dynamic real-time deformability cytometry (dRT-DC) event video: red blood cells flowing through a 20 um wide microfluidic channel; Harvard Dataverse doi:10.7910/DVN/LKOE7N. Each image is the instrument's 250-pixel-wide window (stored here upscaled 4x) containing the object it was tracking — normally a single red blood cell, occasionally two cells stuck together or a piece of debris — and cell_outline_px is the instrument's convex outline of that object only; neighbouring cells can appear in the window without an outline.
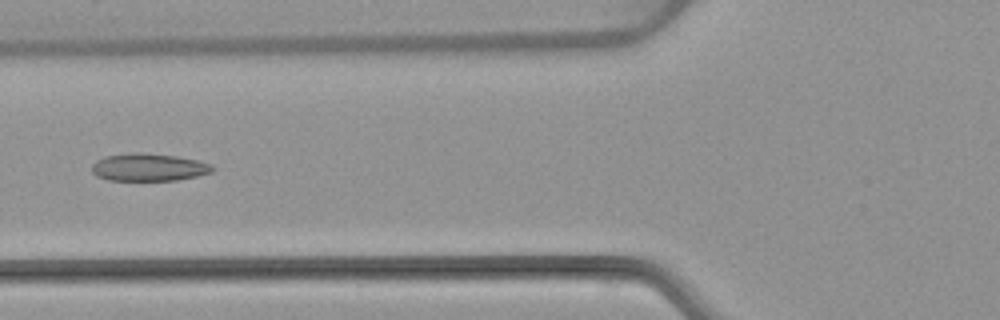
{"species": "common noctule bat (a hibernating species)", "species_latin": "Nyctalus noctula", "temperature_condition": "warm", "stored_images_in_passage": 6, "camera_frame_rate_fps": 3000, "um_per_image_px": 0.085, "animal": {"sex": "female", "body_mass_g": 22.7, "forearm_length_mm": 54.2}, "frame": {"image": 1, "passage_image": 5, "time_ms": 5.0, "image_size_px": [1000, 320], "cell_outline_px": [[216, 168], [212, 172], [196, 176], [176, 180], [108, 180], [96, 176], [92, 172], [92, 164], [96, 160], [104, 156], [140, 152], [176, 156], [196, 160], [212, 164]], "centroid_in_image_um": [12.63, 14.22], "position_along_channel_um": 113.2, "area_um2": 19.36}}
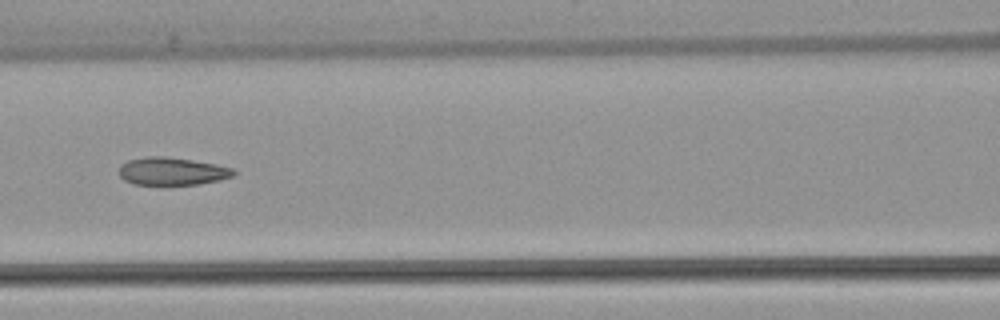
{"frame": {"image": 2, "passage_image": 6, "time_ms": 6.0, "image_size_px": [1000, 320], "cell_outline_px": [[236, 172], [232, 176], [220, 180], [200, 184], [136, 184], [124, 180], [120, 176], [120, 164], [128, 160], [144, 156], [164, 156], [192, 160], [216, 164], [232, 168]], "centroid_in_image_um": [14.62, 14.54], "position_along_channel_um": 152.0, "area_um2": 18.44}}